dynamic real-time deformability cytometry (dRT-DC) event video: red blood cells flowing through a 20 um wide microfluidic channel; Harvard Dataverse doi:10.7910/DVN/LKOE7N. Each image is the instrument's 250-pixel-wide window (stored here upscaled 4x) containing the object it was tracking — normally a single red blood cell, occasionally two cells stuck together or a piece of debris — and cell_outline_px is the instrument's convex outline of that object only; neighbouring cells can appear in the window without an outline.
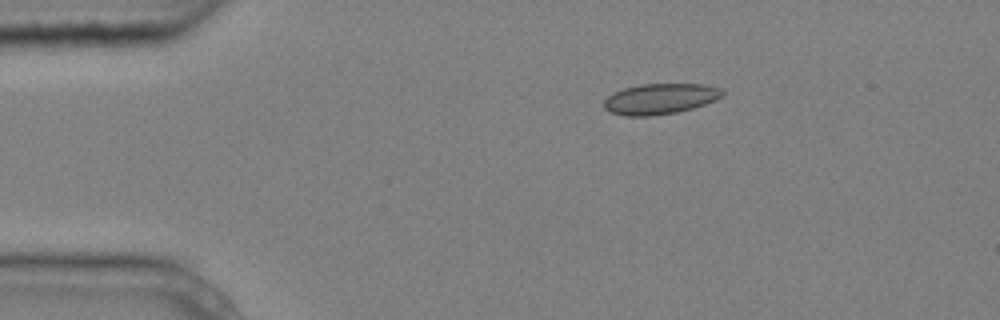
{"species": "common noctule bat (a hibernating species)", "species_latin": "Nyctalus noctula", "temperature_condition": "cold", "stored_images_in_passage": 4, "camera_frame_rate_fps": 3000, "um_per_image_px": 0.085, "animal": {"sex": "male", "body_mass_g": 20.4}, "frame": {"image": 1, "passage_image": 1, "time_ms": 0.0, "image_size_px": [1000, 320], "cell_outline_px": [[724, 96], [716, 100], [692, 108], [676, 112], [648, 116], [624, 116], [608, 112], [604, 108], [604, 100], [608, 96], [624, 88], [640, 84], [704, 84], [720, 88], [724, 92]], "centroid_in_image_um": [56.11, 8.4], "position_along_channel_um": 28.9, "area_um2": 21.15}}
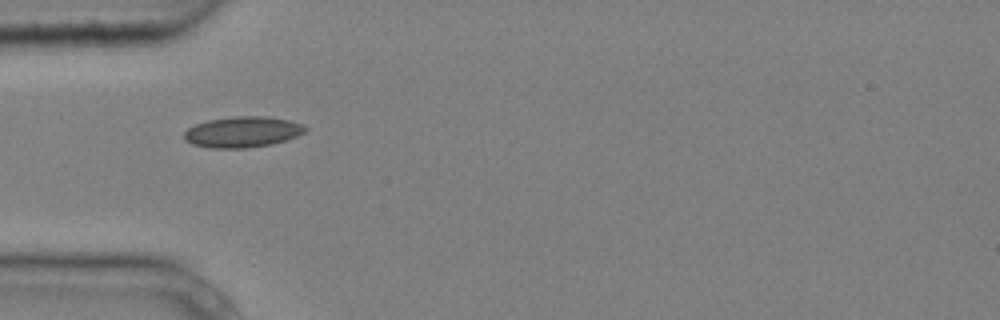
{"frame": {"image": 2, "passage_image": 3, "time_ms": 0.667, "image_size_px": [1000, 320], "cell_outline_px": [[308, 128], [304, 132], [296, 136], [272, 144], [244, 148], [208, 148], [192, 144], [184, 140], [184, 132], [188, 128], [196, 124], [208, 120], [236, 116], [268, 116], [288, 120], [304, 124]], "centroid_in_image_um": [20.61, 11.21], "position_along_channel_um": 64.4, "area_um2": 21.79}}
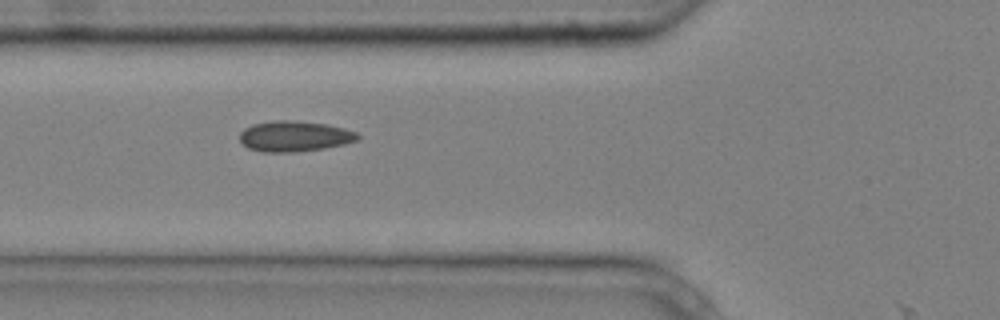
{"frame": {"image": 3, "passage_image": 4, "time_ms": 1.0, "image_size_px": [1000, 320], "cell_outline_px": [[360, 140], [344, 144], [324, 148], [296, 152], [264, 152], [248, 148], [240, 140], [240, 132], [244, 128], [252, 124], [272, 120], [296, 120], [328, 124], [344, 128], [356, 132], [360, 136]], "centroid_in_image_um": [25.04, 11.57], "position_along_channel_um": 100.8, "area_um2": 21.27}}